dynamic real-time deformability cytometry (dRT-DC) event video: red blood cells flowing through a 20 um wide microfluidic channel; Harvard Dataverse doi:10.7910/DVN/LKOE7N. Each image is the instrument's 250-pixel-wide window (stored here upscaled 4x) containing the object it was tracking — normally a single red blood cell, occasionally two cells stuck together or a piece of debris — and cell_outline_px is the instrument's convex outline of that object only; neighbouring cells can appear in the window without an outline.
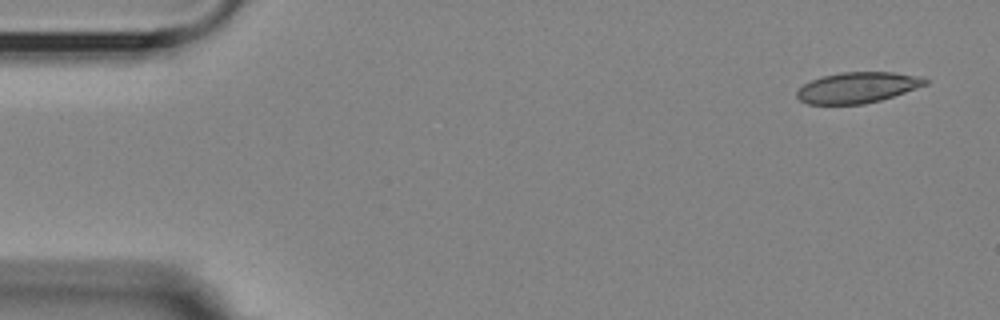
{"species": "Egyptian fruit bat (a non-hibernating species)", "species_latin": "Rousettus aegyptiacus", "temperature_condition": "room temperature", "stored_images_in_passage": 3, "camera_frame_rate_fps": 3000, "um_per_image_px": 0.085, "animal": {"sex": "female"}, "frame": {"image": 1, "passage_image": 1, "time_ms": 0.0, "image_size_px": [1000, 320], "cell_outline_px": [[928, 84], [880, 100], [864, 104], [808, 104], [800, 100], [796, 96], [796, 92], [804, 84], [812, 80], [824, 76], [840, 72], [892, 72], [924, 76], [928, 80]], "centroid_in_image_um": [72.91, 7.43], "position_along_channel_um": 12.1, "area_um2": 22.95}}